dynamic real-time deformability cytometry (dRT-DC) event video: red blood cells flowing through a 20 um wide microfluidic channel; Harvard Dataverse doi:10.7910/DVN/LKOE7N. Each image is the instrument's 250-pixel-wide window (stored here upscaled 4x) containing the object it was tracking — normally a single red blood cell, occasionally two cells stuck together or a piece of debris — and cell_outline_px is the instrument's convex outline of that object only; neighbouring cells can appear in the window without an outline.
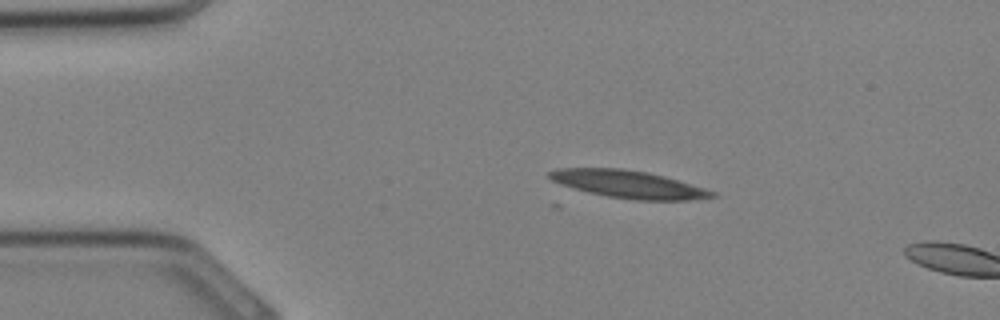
{"species": "Egyptian fruit bat (a non-hibernating species)", "species_latin": "Rousettus aegyptiacus", "temperature_condition": "cold", "stored_images_in_passage": 3, "camera_frame_rate_fps": 3000, "um_per_image_px": 0.085, "animal": {"sex": "female"}, "frame": {"image": 1, "passage_image": 1, "time_ms": 0.0, "image_size_px": [1000, 320], "cell_outline_px": [[720, 196], [692, 200], [636, 200], [608, 196], [588, 192], [560, 184], [552, 180], [548, 176], [548, 172], [556, 168], [624, 168], [648, 172], [664, 176], [704, 188], [716, 192]], "centroid_in_image_um": [53.44, 15.66], "position_along_channel_um": 31.6, "area_um2": 26.13}}